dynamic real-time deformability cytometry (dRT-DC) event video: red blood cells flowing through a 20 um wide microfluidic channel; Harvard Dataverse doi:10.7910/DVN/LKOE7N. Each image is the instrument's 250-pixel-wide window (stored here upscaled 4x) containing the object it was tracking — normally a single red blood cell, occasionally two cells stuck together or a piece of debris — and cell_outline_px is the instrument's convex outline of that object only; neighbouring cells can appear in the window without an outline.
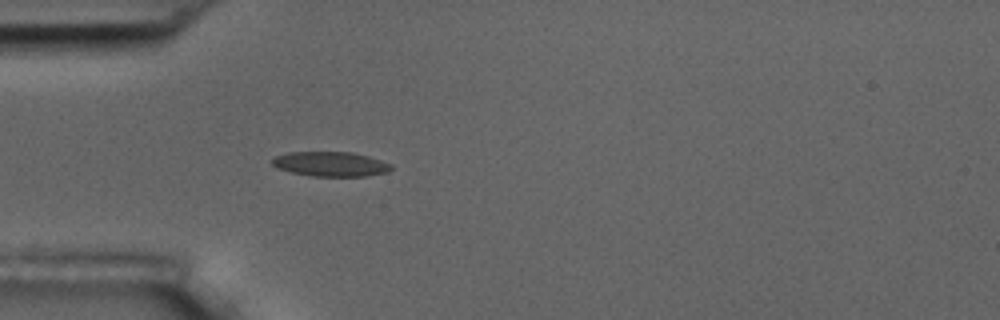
{"species": "common noctule bat (a hibernating species)", "species_latin": "Nyctalus noctula", "temperature_condition": "room temperature", "stored_images_in_passage": 1, "camera_frame_rate_fps": 3000, "um_per_image_px": 0.085, "animal": {"sex": "male", "body_mass_g": 17.5, "forearm_length_mm": 52.3}, "frame": {"image": 1, "passage_image": 1, "time_ms": 0.0, "image_size_px": [1000, 320], "cell_outline_px": [[392, 168], [388, 172], [364, 176], [312, 176], [292, 172], [280, 168], [272, 164], [272, 160], [276, 156], [288, 152], [352, 152], [368, 156], [392, 164]], "centroid_in_image_um": [28.13, 13.94], "position_along_channel_um": 56.9, "area_um2": 16.94}}